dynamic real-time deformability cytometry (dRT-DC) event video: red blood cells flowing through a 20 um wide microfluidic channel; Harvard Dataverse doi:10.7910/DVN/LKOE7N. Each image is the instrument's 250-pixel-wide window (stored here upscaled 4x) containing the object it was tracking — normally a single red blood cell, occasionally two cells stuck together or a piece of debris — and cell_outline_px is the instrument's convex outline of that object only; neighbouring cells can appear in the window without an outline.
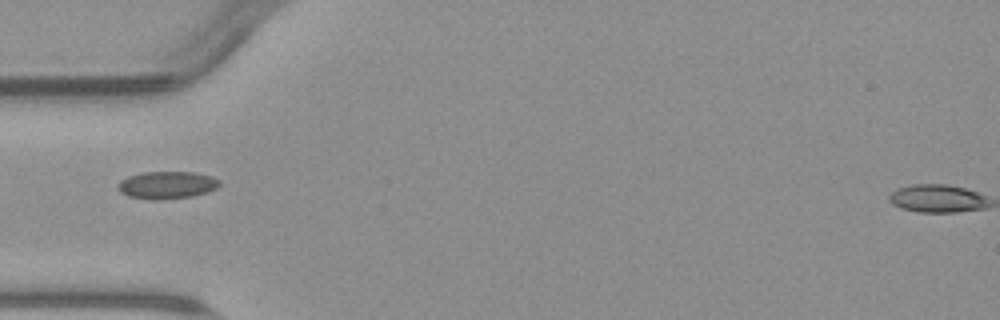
{"species": "common noctule bat (a hibernating species)", "species_latin": "Nyctalus noctula", "temperature_condition": "warm", "stored_images_in_passage": 5, "segment_of_instrument_passage": [2, 2], "camera_frame_rate_fps": 3000, "um_per_image_px": 0.085, "animal": {"sex": "male", "body_mass_g": 23.1, "forearm_length_mm": 52.7}, "frame": {"image": 1, "passage_image": 5, "time_ms": 4.667, "image_size_px": [1000, 320], "cell_outline_px": [[220, 184], [216, 188], [208, 192], [192, 196], [156, 200], [128, 196], [120, 192], [120, 180], [128, 176], [140, 172], [196, 172], [212, 176], [220, 180]], "centroid_in_image_um": [14.22, 15.71], "position_along_channel_um": 70.8, "area_um2": 16.18}}